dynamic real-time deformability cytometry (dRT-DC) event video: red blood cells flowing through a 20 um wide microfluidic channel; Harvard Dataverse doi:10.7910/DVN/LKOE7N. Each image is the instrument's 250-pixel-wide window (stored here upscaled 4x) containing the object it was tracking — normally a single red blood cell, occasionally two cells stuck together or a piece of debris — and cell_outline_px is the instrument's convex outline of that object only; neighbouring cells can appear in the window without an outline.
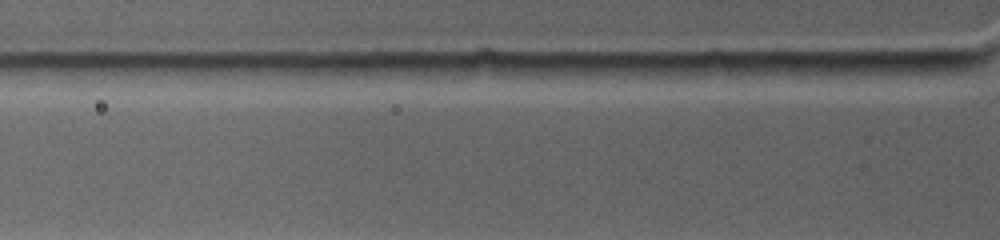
{"species": "common noctule bat (a hibernating species)", "species_latin": "Nyctalus noctula", "temperature_condition": "warm", "stored_images_in_passage": 3, "camera_frame_rate_fps": 4500, "um_per_image_px": 0.085, "animal": {"sex": "female", "body_mass_g": 19.0, "forearm_length_mm": 53.3}, "frame": {"image": 1, "passage_image": 3, "time_ms": 1.333, "image_size_px": [1000, 240], "cell_outline_px": [[900, 72], [884, 80], [796, 80], [788, 72], [796, 64], [880, 60], [896, 60]], "centroid_in_image_um": [71.91, 6.01], "position_along_channel_um": 53.9, "area_um2": 13.64}}